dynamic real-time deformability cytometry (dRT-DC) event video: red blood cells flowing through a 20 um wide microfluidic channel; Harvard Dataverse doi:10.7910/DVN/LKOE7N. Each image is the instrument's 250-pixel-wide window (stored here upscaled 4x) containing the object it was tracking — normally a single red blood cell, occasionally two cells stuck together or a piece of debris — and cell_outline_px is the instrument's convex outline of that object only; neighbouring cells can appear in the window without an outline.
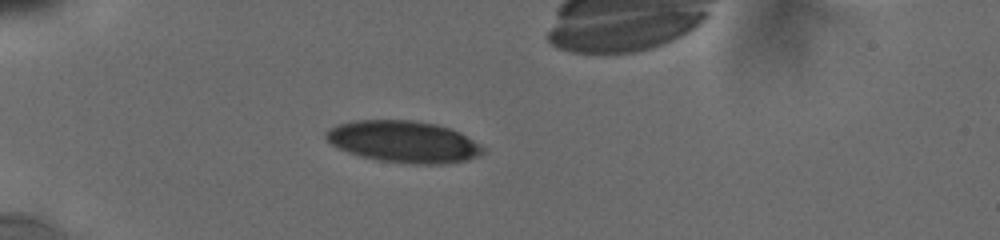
{"species": "human", "species_latin": "Homo sapiens", "temperature_condition": "cold", "stored_images_in_passage": 22, "camera_frame_rate_fps": 3000, "um_per_image_px": 0.085, "donor": {"sex": "male"}, "frame": {"image": 1, "passage_image": 13, "time_ms": 5.667, "image_size_px": [1000, 240], "cell_outline_px": [[484, 152], [476, 156], [464, 160], [440, 164], [416, 164], [380, 160], [348, 152], [332, 144], [324, 136], [324, 132], [336, 124], [352, 120], [412, 120], [436, 124], [460, 132], [480, 144], [484, 148]], "centroid_in_image_um": [34.28, 12.02], "position_along_channel_um": 50.7, "area_um2": 37.8}}
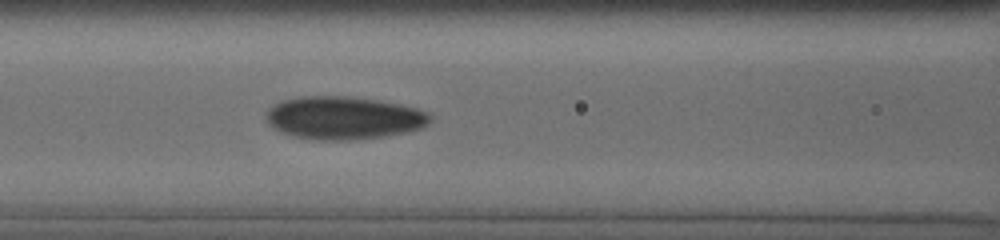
{"frame": {"image": 2, "passage_image": 22, "time_ms": 8.667, "image_size_px": [1000, 240], "cell_outline_px": [[432, 120], [428, 124], [420, 128], [408, 132], [384, 136], [356, 140], [312, 140], [292, 136], [280, 132], [272, 128], [264, 120], [264, 112], [268, 108], [284, 100], [300, 96], [344, 96], [376, 100], [416, 108], [424, 112]], "centroid_in_image_um": [29.12, 10.04], "position_along_channel_um": 137.5, "area_um2": 41.15}}